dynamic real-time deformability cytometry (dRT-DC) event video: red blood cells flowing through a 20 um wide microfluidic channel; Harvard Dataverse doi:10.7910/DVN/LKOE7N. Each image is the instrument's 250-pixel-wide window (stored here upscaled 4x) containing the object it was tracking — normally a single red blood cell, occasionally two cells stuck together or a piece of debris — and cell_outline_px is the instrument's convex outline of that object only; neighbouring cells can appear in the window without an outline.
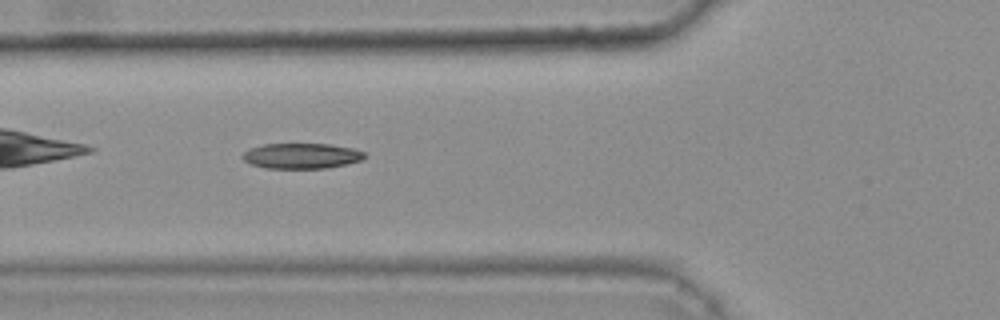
{"species": "common noctule bat (a hibernating species)", "species_latin": "Nyctalus noctula", "temperature_condition": "warm", "stored_images_in_passage": 30, "camera_frame_rate_fps": 3000, "um_per_image_px": 0.085, "animal": {"sex": "female", "body_mass_g": 25.1}, "frame": {"image": 1, "passage_image": 5, "time_ms": 1.333, "image_size_px": [1000, 320], "cell_outline_px": [[364, 156], [360, 160], [348, 164], [328, 168], [264, 168], [252, 164], [244, 160], [240, 156], [244, 152], [252, 148], [264, 144], [328, 144], [352, 148], [364, 152]], "centroid_in_image_um": [25.61, 13.25], "position_along_channel_um": 100.2, "area_um2": 17.92}}
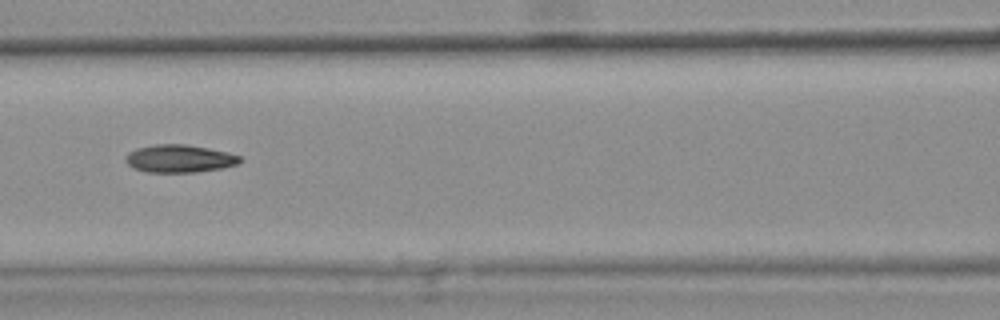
{"frame": {"image": 2, "passage_image": 9, "time_ms": 2.667, "image_size_px": [1000, 320], "cell_outline_px": [[240, 160], [236, 164], [220, 168], [196, 172], [148, 172], [132, 168], [124, 160], [124, 156], [128, 152], [136, 148], [156, 144], [184, 144], [208, 148], [228, 152], [240, 156]], "centroid_in_image_um": [15.18, 13.47], "position_along_channel_um": 151.4, "area_um2": 18.44}, "authors_computed_cell_mechanics": {"area_um2": 18.1203, "velocity_mm_per_s": 3.8187, "shape_relaxation_time_tau1_ms": null, "shape_relaxation_time_tau2_ms": 3.5301, "deformation_change_tau1": null, "deformation_change_tau2": 0.1214}}